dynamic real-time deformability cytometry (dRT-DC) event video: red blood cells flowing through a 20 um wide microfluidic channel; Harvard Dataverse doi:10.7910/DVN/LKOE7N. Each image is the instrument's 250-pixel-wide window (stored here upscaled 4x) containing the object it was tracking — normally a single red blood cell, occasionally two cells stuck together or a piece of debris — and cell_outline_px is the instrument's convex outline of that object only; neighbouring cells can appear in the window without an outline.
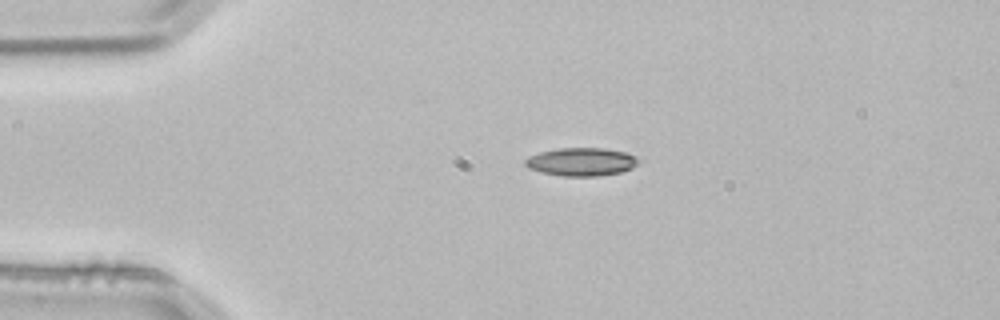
{"species": "common noctule bat (a hibernating species)", "species_latin": "Nyctalus noctula", "temperature_condition": "room temperature", "stored_images_in_passage": 2, "camera_frame_rate_fps": 3000, "um_per_image_px": 0.085, "animal": {"sex": "male", "body_mass_g": 21.5, "forearm_length_mm": 52.0}, "frame": {"image": 1, "passage_image": 1, "time_ms": 0.0, "image_size_px": [1000, 320], "cell_outline_px": [[640, 160], [632, 168], [620, 172], [600, 176], [564, 176], [540, 172], [528, 168], [524, 164], [524, 160], [528, 156], [540, 152], [560, 148], [604, 148], [624, 152], [636, 156]], "centroid_in_image_um": [49.39, 13.75], "position_along_channel_um": 35.6, "area_um2": 18.61}}